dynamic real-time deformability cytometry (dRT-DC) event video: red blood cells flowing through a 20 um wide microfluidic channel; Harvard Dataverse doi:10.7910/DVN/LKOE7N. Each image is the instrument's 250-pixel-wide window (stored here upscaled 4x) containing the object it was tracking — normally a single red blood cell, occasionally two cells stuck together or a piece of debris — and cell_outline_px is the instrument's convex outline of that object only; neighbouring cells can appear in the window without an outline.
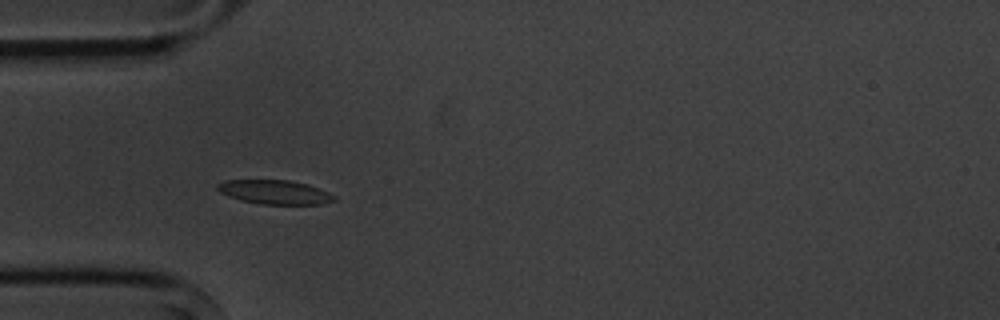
{"species": "common noctule bat (a hibernating species)", "species_latin": "Nyctalus noctula", "temperature_condition": "cold", "stored_images_in_passage": 4, "camera_frame_rate_fps": 3000, "um_per_image_px": 0.085, "animal": {"sex": "male", "body_mass_g": 20.1, "forearm_length_mm": 53.5}, "frame": {"image": 1, "passage_image": 3, "time_ms": 3.333, "image_size_px": [1000, 320], "cell_outline_px": [[336, 200], [320, 204], [260, 204], [240, 200], [228, 196], [220, 192], [216, 188], [216, 184], [224, 180], [288, 180], [308, 184], [328, 192], [336, 196]], "centroid_in_image_um": [23.33, 16.33], "position_along_channel_um": 61.7, "area_um2": 16.42}}
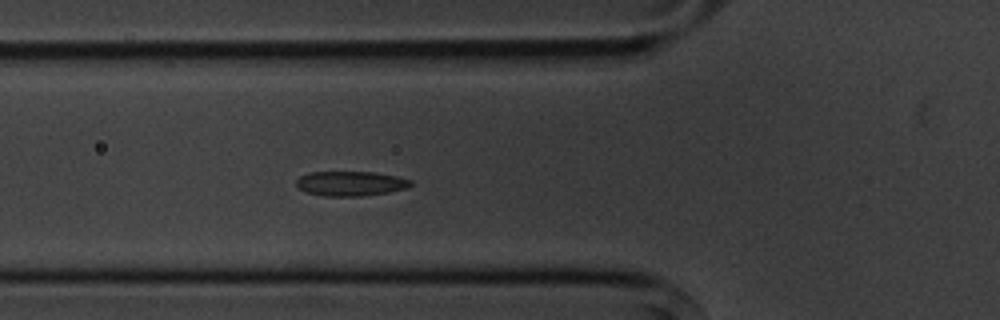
{"frame": {"image": 2, "passage_image": 4, "time_ms": 4.333, "image_size_px": [1000, 320], "cell_outline_px": [[412, 184], [404, 188], [388, 192], [360, 196], [324, 196], [304, 192], [296, 184], [296, 180], [300, 176], [308, 172], [372, 172], [396, 176], [412, 180]], "centroid_in_image_um": [29.75, 15.6], "position_along_channel_um": 96.0, "area_um2": 16.36}}